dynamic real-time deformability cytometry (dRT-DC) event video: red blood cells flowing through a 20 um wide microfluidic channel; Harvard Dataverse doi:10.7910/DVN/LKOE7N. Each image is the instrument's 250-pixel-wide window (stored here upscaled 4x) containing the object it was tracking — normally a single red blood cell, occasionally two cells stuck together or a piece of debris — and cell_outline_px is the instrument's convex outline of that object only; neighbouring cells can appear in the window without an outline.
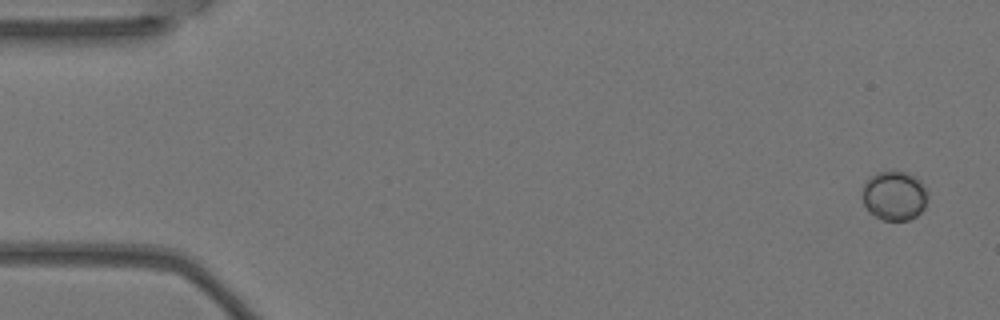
{"species": "Egyptian fruit bat (a non-hibernating species)", "species_latin": "Rousettus aegyptiacus", "temperature_condition": "warm", "stored_images_in_passage": 5, "camera_frame_rate_fps": 3000, "um_per_image_px": 0.085, "animal": {"sex": "female"}, "frame": {"image": 1, "passage_image": 1, "time_ms": 0.0, "image_size_px": [1000, 320], "cell_outline_px": [[928, 196], [924, 208], [916, 216], [908, 220], [880, 220], [868, 212], [860, 196], [864, 184], [876, 172], [892, 168], [908, 172], [916, 176], [920, 180]], "centroid_in_image_um": [75.99, 16.6], "position_along_channel_um": 9.0, "area_um2": 19.42}}
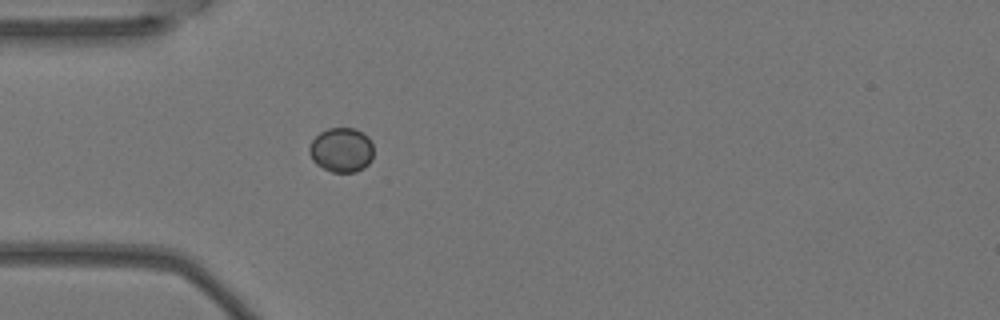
{"frame": {"image": 2, "passage_image": 5, "time_ms": 1.333, "image_size_px": [1000, 320], "cell_outline_px": [[372, 160], [364, 168], [356, 172], [332, 172], [316, 164], [312, 160], [308, 152], [308, 148], [312, 140], [320, 132], [328, 128], [356, 128], [368, 136], [372, 144]], "centroid_in_image_um": [29.02, 12.74], "position_along_channel_um": 56.0, "area_um2": 16.82}}